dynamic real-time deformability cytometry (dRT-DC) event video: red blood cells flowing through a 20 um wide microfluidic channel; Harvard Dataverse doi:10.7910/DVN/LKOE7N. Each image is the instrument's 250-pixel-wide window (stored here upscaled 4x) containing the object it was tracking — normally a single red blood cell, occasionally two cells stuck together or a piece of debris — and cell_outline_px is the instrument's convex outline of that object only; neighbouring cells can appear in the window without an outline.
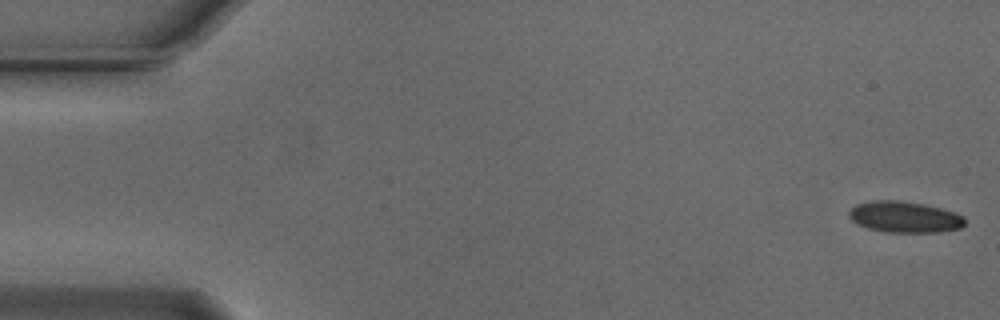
{"species": "Egyptian fruit bat (a non-hibernating species)", "species_latin": "Rousettus aegyptiacus", "temperature_condition": "cold", "stored_images_in_passage": 54, "camera_frame_rate_fps": 3000, "um_per_image_px": 0.085, "animal": {"sex": "male"}, "frame": {"image": 1, "passage_image": 1, "time_ms": 0.0, "image_size_px": [1000, 320], "cell_outline_px": [[964, 224], [960, 228], [936, 232], [884, 232], [868, 228], [856, 224], [848, 216], [848, 212], [856, 204], [872, 200], [900, 200], [924, 204], [956, 212], [964, 216]], "centroid_in_image_um": [76.86, 18.43], "position_along_channel_um": 8.1, "area_um2": 21.15}}
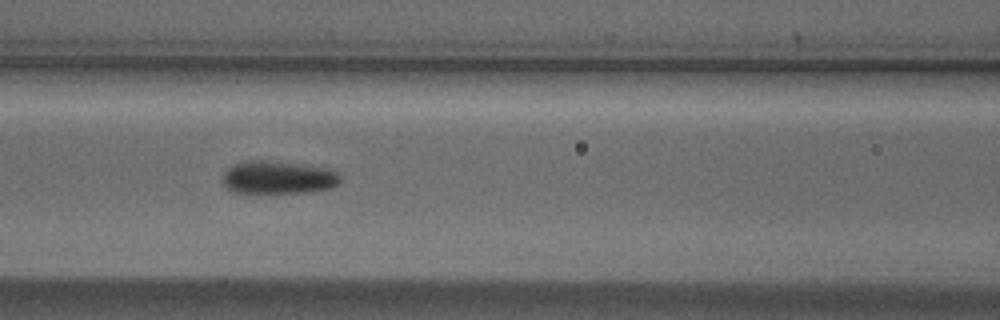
{"frame": {"image": 2, "passage_image": 23, "time_ms": 7.333, "image_size_px": [1000, 320], "cell_outline_px": [[340, 180], [332, 188], [304, 192], [236, 192], [228, 188], [224, 184], [224, 172], [232, 164], [244, 160], [264, 160], [300, 164], [328, 168], [340, 172]], "centroid_in_image_um": [23.66, 15.06], "position_along_channel_um": 142.9, "area_um2": 22.43}}
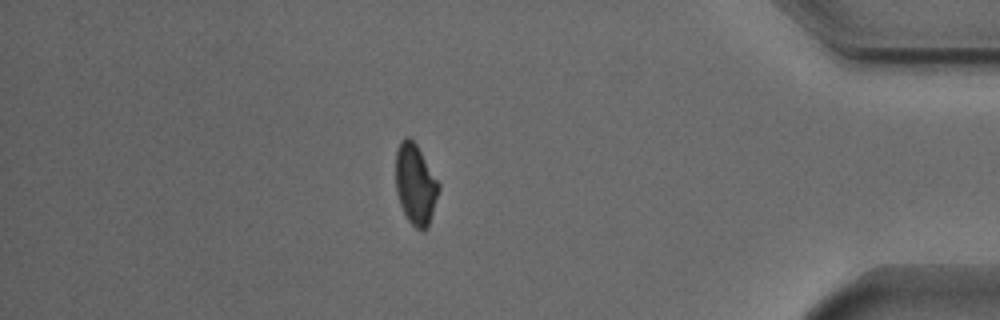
{"frame": {"image": 3, "passage_image": 47, "time_ms": 15.333, "image_size_px": [1000, 320], "cell_outline_px": [[440, 188], [428, 228], [424, 232], [416, 228], [408, 220], [400, 204], [396, 192], [396, 148], [400, 140], [404, 136], [408, 136], [416, 144], [440, 184]], "centroid_in_image_um": [35.31, 15.66], "position_along_channel_um": 399.9, "area_um2": 20.29}, "authors_computed_cell_mechanics": {"area_um2": 21.5016, "velocity_mm_per_s": 3.7251, "shape_relaxation_time_tau1_ms": 2.5453, "shape_relaxation_time_tau2_ms": 3.7979, "deformation_change_tau1": 0.0914, "deformation_change_tau2": 0.06}}